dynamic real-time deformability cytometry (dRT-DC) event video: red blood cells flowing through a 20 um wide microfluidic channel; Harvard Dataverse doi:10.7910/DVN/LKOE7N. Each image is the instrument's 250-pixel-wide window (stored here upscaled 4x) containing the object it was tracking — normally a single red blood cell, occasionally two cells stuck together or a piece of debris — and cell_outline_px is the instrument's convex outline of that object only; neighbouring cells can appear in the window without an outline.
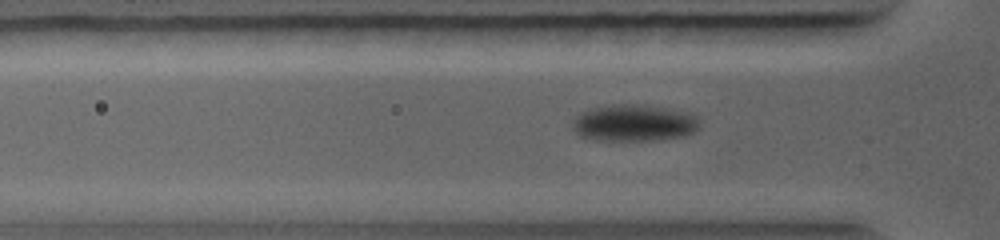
{"species": "common noctule bat (a hibernating species)", "species_latin": "Nyctalus noctula", "temperature_condition": "warm", "stored_images_in_passage": 44, "camera_frame_rate_fps": 5000, "um_per_image_px": 0.085, "animal": {"sex": "female", "body_mass_g": 19.0, "forearm_length_mm": 56.7}, "frame": {"image": 1, "passage_image": 9, "time_ms": 2.6, "image_size_px": [1000, 240], "cell_outline_px": [[700, 128], [684, 136], [652, 140], [596, 140], [580, 136], [572, 128], [572, 120], [580, 112], [588, 108], [612, 104], [644, 104], [692, 112], [700, 120]], "centroid_in_image_um": [53.89, 10.43], "position_along_channel_um": 71.9, "area_um2": 27.74}}
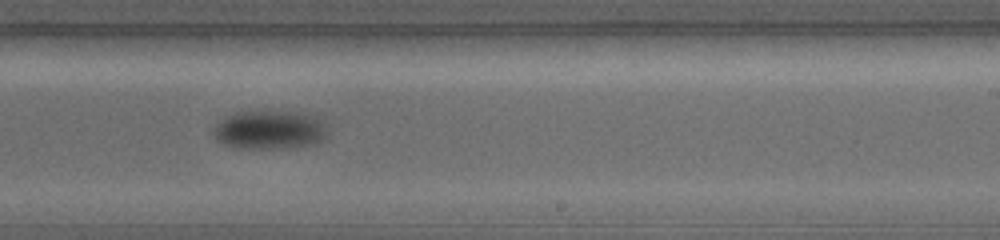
{"frame": {"image": 2, "passage_image": 28, "time_ms": 6.6, "image_size_px": [1000, 240], "cell_outline_px": [[328, 136], [312, 144], [292, 148], [236, 148], [224, 144], [216, 140], [212, 132], [216, 124], [224, 116], [236, 112], [264, 108], [300, 112], [316, 116], [324, 120]], "centroid_in_image_um": [22.91, 10.99], "position_along_channel_um": 266.1, "area_um2": 26.88}}
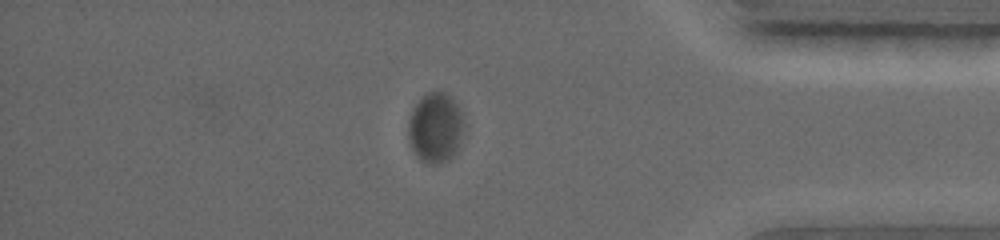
{"frame": {"image": 3, "passage_image": 44, "time_ms": 9.8, "image_size_px": [1000, 240], "cell_outline_px": [[464, 132], [460, 144], [456, 152], [448, 160], [440, 164], [424, 164], [412, 148], [408, 140], [408, 120], [412, 108], [428, 92], [444, 92], [460, 108]], "centroid_in_image_um": [37.01, 10.9], "position_along_channel_um": 398.2, "area_um2": 22.77}}